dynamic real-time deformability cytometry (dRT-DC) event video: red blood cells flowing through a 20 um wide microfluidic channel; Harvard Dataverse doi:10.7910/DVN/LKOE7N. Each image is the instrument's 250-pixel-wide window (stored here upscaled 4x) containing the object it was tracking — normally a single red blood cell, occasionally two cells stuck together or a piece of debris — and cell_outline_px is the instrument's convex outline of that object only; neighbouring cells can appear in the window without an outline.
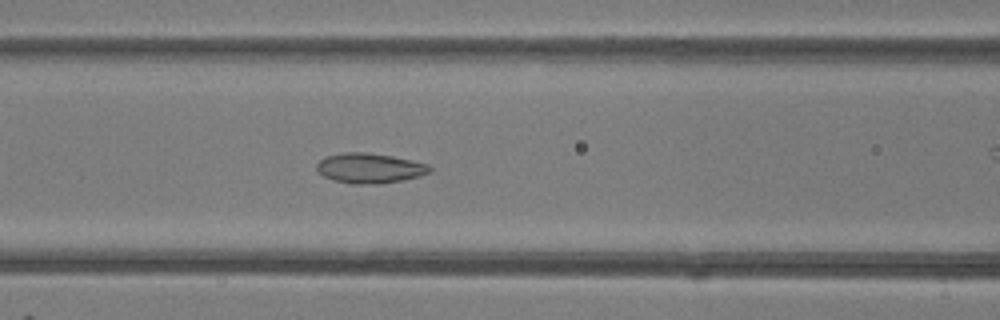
{"species": "common noctule bat (a hibernating species)", "species_latin": "Nyctalus noctula", "temperature_condition": "room temperature", "stored_images_in_passage": 49, "camera_frame_rate_fps": 3000, "um_per_image_px": 0.085, "animal": {"sex": "female"}, "frame": {"image": 1, "passage_image": 20, "time_ms": 6.333, "image_size_px": [1000, 320], "cell_outline_px": [[432, 172], [420, 176], [404, 180], [380, 184], [352, 184], [332, 180], [324, 176], [316, 168], [316, 164], [324, 156], [344, 152], [364, 152], [392, 156], [412, 160], [428, 164], [432, 168]], "centroid_in_image_um": [31.44, 14.3], "position_along_channel_um": 135.2, "area_um2": 20.0}}
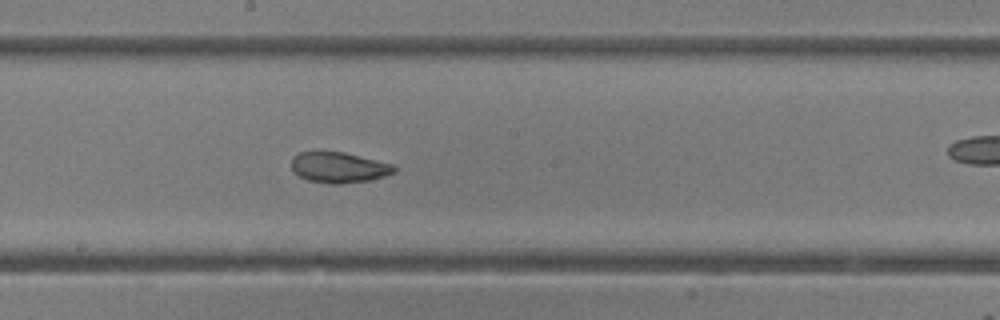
{"frame": {"image": 2, "passage_image": 26, "time_ms": 8.333, "image_size_px": [1000, 320], "cell_outline_px": [[396, 172], [384, 176], [368, 180], [340, 184], [328, 184], [308, 180], [292, 172], [292, 156], [300, 152], [344, 152], [396, 164]], "centroid_in_image_um": [28.82, 14.23], "position_along_channel_um": 219.4, "area_um2": 18.5}}
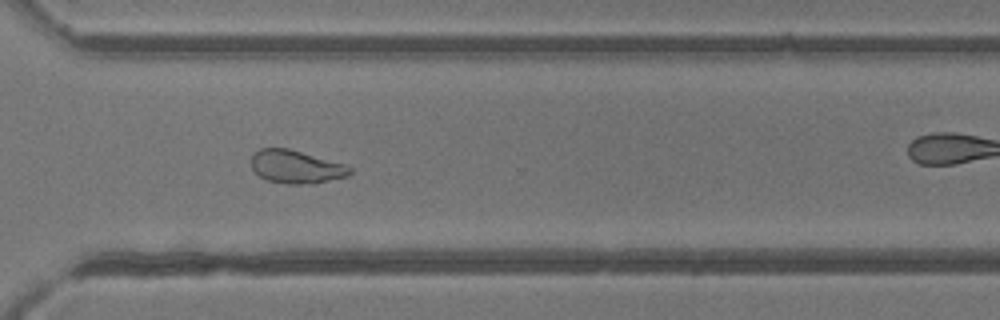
{"frame": {"image": 3, "passage_image": 35, "time_ms": 11.333, "image_size_px": [1000, 320], "cell_outline_px": [[352, 172], [348, 176], [312, 184], [284, 184], [268, 180], [260, 176], [252, 168], [252, 156], [260, 148], [288, 148], [344, 164], [352, 168]], "centroid_in_image_um": [25.18, 14.19], "position_along_channel_um": 345.4, "area_um2": 18.9}, "authors_computed_cell_mechanics": {"area_um2": 21.6172, "velocity_mm_per_s": 4.2207, "shape_relaxation_time_tau1_ms": 5.9879, "shape_relaxation_time_tau2_ms": 2.0277, "deformation_change_tau1": 0.1245, "deformation_change_tau2": 0.0779}}